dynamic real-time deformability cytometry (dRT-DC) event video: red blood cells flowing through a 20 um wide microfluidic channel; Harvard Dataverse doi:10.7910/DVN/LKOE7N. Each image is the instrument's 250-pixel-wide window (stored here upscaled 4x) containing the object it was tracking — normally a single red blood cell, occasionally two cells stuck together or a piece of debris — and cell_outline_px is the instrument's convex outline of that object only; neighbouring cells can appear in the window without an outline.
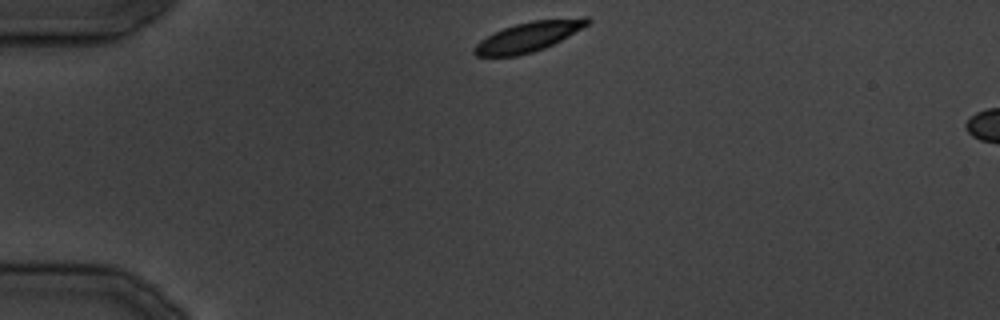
{"species": "common noctule bat (a hibernating species)", "species_latin": "Nyctalus noctula", "temperature_condition": "cold", "stored_images_in_passage": 28, "camera_frame_rate_fps": 3000, "um_per_image_px": 0.085, "animal": {"sex": "male", "body_mass_g": 19.5, "forearm_length_mm": 54.6}, "frame": {"image": 1, "passage_image": 1, "time_ms": 0.0, "image_size_px": [1000, 320], "cell_outline_px": [[592, 20], [588, 24], [568, 36], [544, 48], [532, 52], [516, 56], [476, 56], [472, 52], [472, 48], [480, 40], [504, 28], [516, 24], [532, 20], [584, 16], [588, 16]], "centroid_in_image_um": [44.94, 3.1], "position_along_channel_um": 40.1, "area_um2": 19.59}}
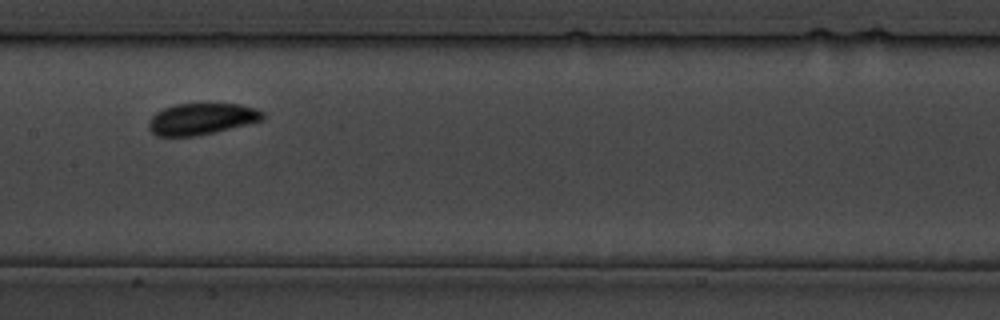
{"frame": {"image": 2, "passage_image": 11, "time_ms": 12.333, "image_size_px": [1000, 320], "cell_outline_px": [[264, 116], [260, 120], [196, 136], [156, 136], [148, 128], [148, 120], [156, 112], [164, 108], [176, 104], [240, 104], [256, 108], [264, 112]], "centroid_in_image_um": [17.07, 10.1], "position_along_channel_um": 190.3, "area_um2": 20.58}}
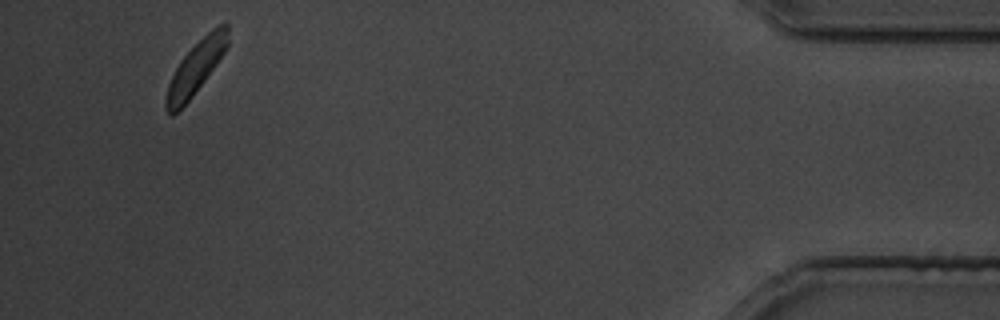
{"frame": {"image": 3, "passage_image": 26, "time_ms": 31.333, "image_size_px": [1000, 320], "cell_outline_px": [[228, 44], [224, 52], [216, 64], [192, 96], [172, 116], [164, 108], [164, 100], [168, 84], [180, 60], [212, 28], [220, 24], [228, 24]], "centroid_in_image_um": [16.62, 5.77], "position_along_channel_um": 418.6, "area_um2": 18.44}}